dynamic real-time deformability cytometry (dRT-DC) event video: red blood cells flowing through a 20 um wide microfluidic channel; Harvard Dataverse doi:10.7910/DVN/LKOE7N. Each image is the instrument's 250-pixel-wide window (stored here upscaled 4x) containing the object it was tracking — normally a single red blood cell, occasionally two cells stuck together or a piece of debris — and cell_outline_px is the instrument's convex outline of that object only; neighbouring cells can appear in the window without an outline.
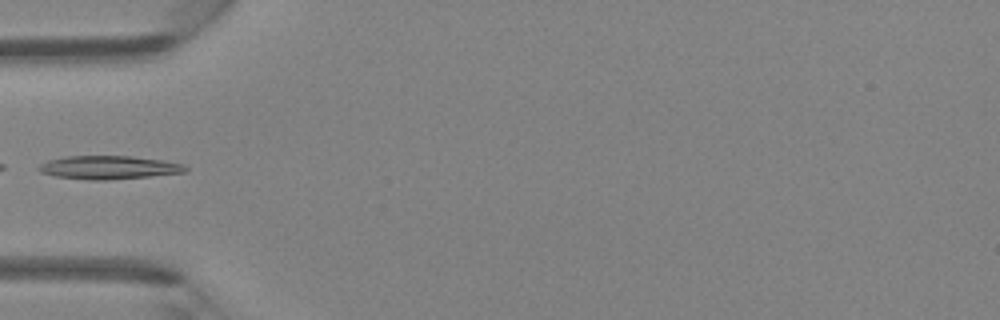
{"species": "Egyptian fruit bat (a non-hibernating species)", "species_latin": "Rousettus aegyptiacus", "temperature_condition": "room temperature", "stored_images_in_passage": 30, "camera_frame_rate_fps": 3000, "um_per_image_px": 0.085, "animal": {"sex": "female"}, "frame": {"image": 1, "passage_image": 1, "time_ms": 0.0, "image_size_px": [1000, 320], "cell_outline_px": [[188, 172], [108, 180], [88, 180], [56, 176], [40, 172], [36, 168], [40, 164], [48, 160], [64, 156], [132, 156], [164, 160], [184, 164], [188, 168]], "centroid_in_image_um": [9.25, 14.23], "position_along_channel_um": 75.7, "area_um2": 20.11}}
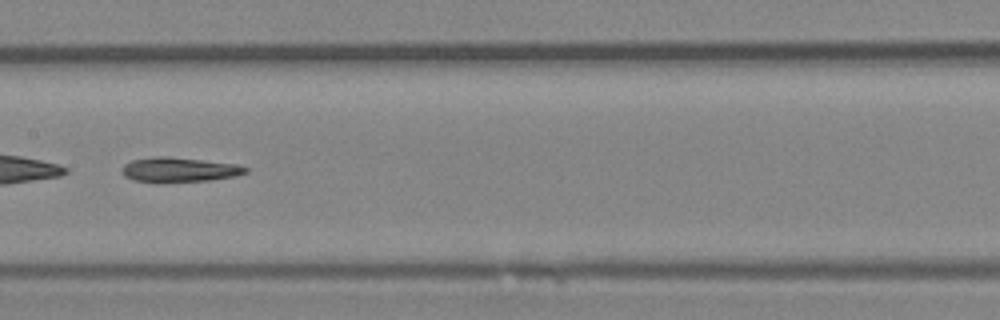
{"frame": {"image": 2, "passage_image": 9, "time_ms": 2.667, "image_size_px": [1000, 320], "cell_outline_px": [[248, 172], [236, 176], [208, 180], [132, 180], [124, 176], [120, 172], [124, 164], [132, 160], [152, 156], [168, 156], [236, 164], [248, 168]], "centroid_in_image_um": [15.22, 14.38], "position_along_channel_um": 192.2, "area_um2": 17.17}}
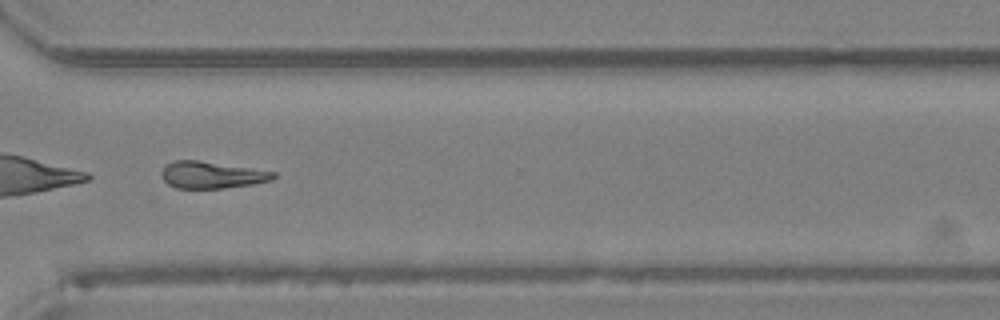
{"frame": {"image": 3, "passage_image": 20, "time_ms": 6.333, "image_size_px": [1000, 320], "cell_outline_px": [[276, 176], [272, 180], [252, 184], [224, 188], [176, 188], [168, 184], [164, 180], [160, 172], [168, 164], [176, 160], [196, 160], [276, 172]], "centroid_in_image_um": [17.99, 14.88], "position_along_channel_um": 352.6, "area_um2": 17.22}}